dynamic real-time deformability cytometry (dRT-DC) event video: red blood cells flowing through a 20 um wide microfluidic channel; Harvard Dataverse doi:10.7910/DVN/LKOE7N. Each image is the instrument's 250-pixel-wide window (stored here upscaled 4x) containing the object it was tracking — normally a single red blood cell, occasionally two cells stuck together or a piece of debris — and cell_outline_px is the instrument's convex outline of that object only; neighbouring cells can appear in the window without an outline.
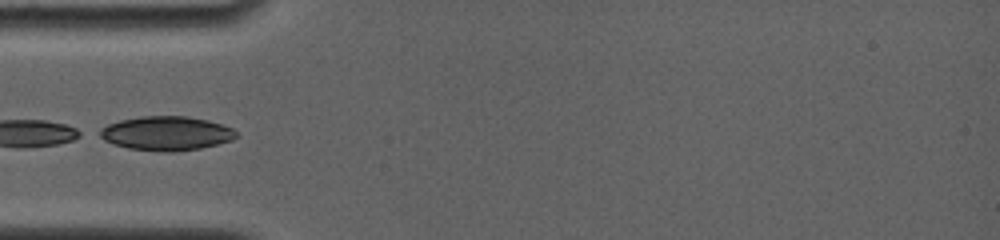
{"species": "common noctule bat (a hibernating species)", "species_latin": "Nyctalus noctula", "temperature_condition": "room temperature", "stored_images_in_passage": 28, "camera_frame_rate_fps": 4000, "um_per_image_px": 0.085, "animal": {"sex": "female", "body_mass_g": 19.0, "forearm_length_mm": 56.7}, "frame": {"image": 1, "passage_image": 1, "time_ms": 0.0, "image_size_px": [1000, 240], "cell_outline_px": [[236, 136], [232, 140], [200, 148], [172, 152], [164, 152], [128, 148], [112, 144], [96, 136], [92, 132], [108, 124], [120, 120], [140, 116], [184, 116], [208, 120], [232, 128], [236, 132]], "centroid_in_image_um": [14.03, 11.33], "position_along_channel_um": 71.0, "area_um2": 27.34}}